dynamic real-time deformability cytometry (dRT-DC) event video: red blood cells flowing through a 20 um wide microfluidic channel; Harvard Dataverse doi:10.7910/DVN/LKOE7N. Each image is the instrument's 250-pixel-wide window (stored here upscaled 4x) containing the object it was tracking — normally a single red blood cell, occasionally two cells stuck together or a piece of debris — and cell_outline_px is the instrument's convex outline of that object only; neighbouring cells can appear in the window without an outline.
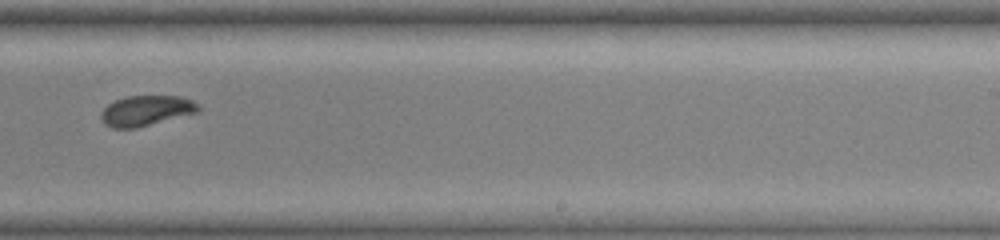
{"species": "common noctule bat (a hibernating species)", "species_latin": "Nyctalus noctula", "temperature_condition": "warm", "stored_images_in_passage": 40, "segment_of_instrument_passage": [2, 2], "camera_frame_rate_fps": 3000, "um_per_image_px": 0.085, "animal": {"sex": "female", "body_mass_g": 19.0, "forearm_length_mm": 51.5}, "frame": {"image": 1, "passage_image": 31, "time_ms": 12.333, "image_size_px": [1000, 240], "cell_outline_px": [[200, 112], [136, 128], [112, 128], [104, 124], [100, 116], [100, 112], [108, 104], [116, 100], [128, 96], [180, 96], [192, 100], [200, 104]], "centroid_in_image_um": [12.45, 9.41], "position_along_channel_um": 276.6, "area_um2": 17.34}}
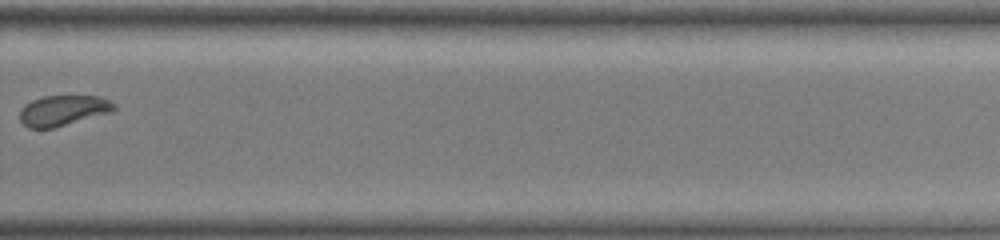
{"frame": {"image": 2, "passage_image": 33, "time_ms": 13.667, "image_size_px": [1000, 240], "cell_outline_px": [[116, 108], [112, 112], [52, 128], [28, 128], [20, 120], [20, 108], [24, 104], [32, 100], [44, 96], [100, 96], [116, 104]], "centroid_in_image_um": [5.35, 9.38], "position_along_channel_um": 324.4, "area_um2": 16.7}}
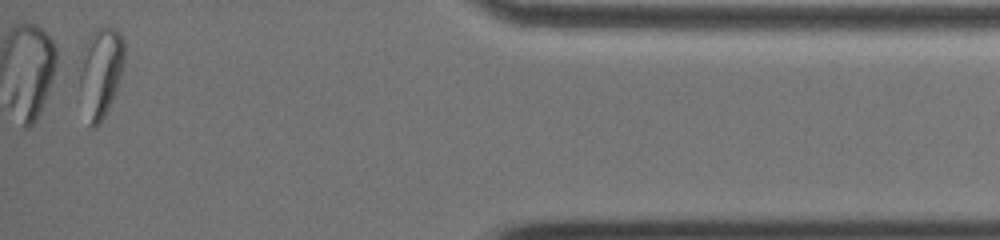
{"frame": {"image": 3, "passage_image": 40, "time_ms": 17.667, "image_size_px": [1000, 240], "cell_outline_px": [[124, 68], [108, 108], [100, 124], [96, 128], [92, 128], [88, 124], [80, 88], [80, 56], [84, 44], [92, 32], [96, 28], [116, 28], [120, 32], [124, 40]], "centroid_in_image_um": [8.56, 6.1], "position_along_channel_um": 426.6, "area_um2": 23.52}}